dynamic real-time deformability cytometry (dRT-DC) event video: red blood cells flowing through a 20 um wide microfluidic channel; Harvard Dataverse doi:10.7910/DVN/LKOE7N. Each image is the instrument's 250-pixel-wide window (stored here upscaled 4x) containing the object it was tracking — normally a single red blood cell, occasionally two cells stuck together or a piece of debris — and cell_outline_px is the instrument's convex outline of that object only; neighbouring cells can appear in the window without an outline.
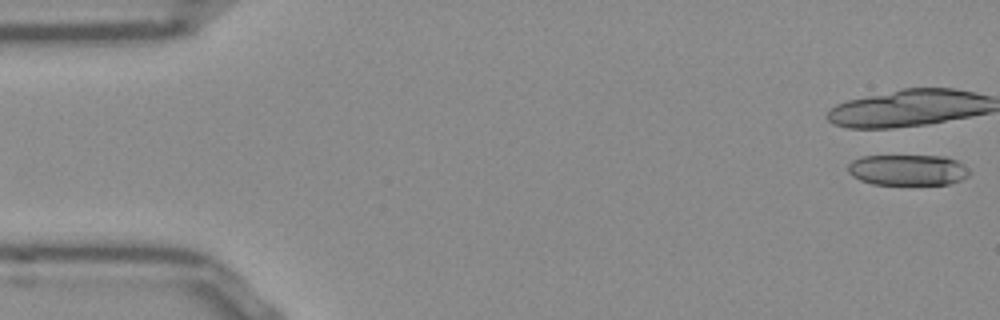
{"species": "Egyptian fruit bat (a non-hibernating species)", "species_latin": "Rousettus aegyptiacus", "temperature_condition": "room temperature", "stored_images_in_passage": 15, "camera_frame_rate_fps": 3000, "um_per_image_px": 0.085, "frame": {"image": 1, "passage_image": 1, "time_ms": 0.0, "image_size_px": [1000, 320], "cell_outline_px": [[972, 172], [968, 176], [960, 180], [948, 184], [872, 184], [860, 180], [852, 176], [848, 172], [848, 164], [852, 160], [864, 156], [944, 156], [956, 160], [964, 164]], "centroid_in_image_um": [77.17, 14.44], "position_along_channel_um": 7.8, "area_um2": 21.91}}